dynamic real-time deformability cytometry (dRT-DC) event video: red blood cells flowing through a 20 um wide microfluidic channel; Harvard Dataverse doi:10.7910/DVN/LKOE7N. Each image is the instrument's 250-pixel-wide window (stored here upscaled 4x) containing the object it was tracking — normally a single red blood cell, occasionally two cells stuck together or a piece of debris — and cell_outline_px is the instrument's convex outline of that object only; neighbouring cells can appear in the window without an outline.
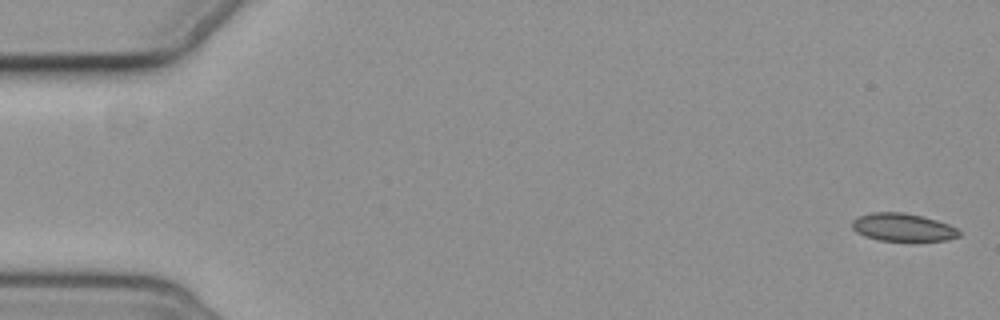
{"species": "common noctule bat (a hibernating species)", "species_latin": "Nyctalus noctula", "temperature_condition": "cold", "stored_images_in_passage": 6, "camera_frame_rate_fps": 3000, "um_per_image_px": 0.085, "animal": {"sex": "female", "body_mass_g": 19.3, "forearm_length_mm": 54.1}, "frame": {"image": 1, "passage_image": 1, "time_ms": 0.0, "image_size_px": [1000, 320], "cell_outline_px": [[960, 236], [944, 240], [880, 240], [864, 236], [856, 232], [852, 228], [852, 220], [860, 216], [872, 212], [904, 212], [924, 216], [948, 224], [956, 228], [960, 232]], "centroid_in_image_um": [76.72, 19.3], "position_along_channel_um": 8.3, "area_um2": 17.22}}
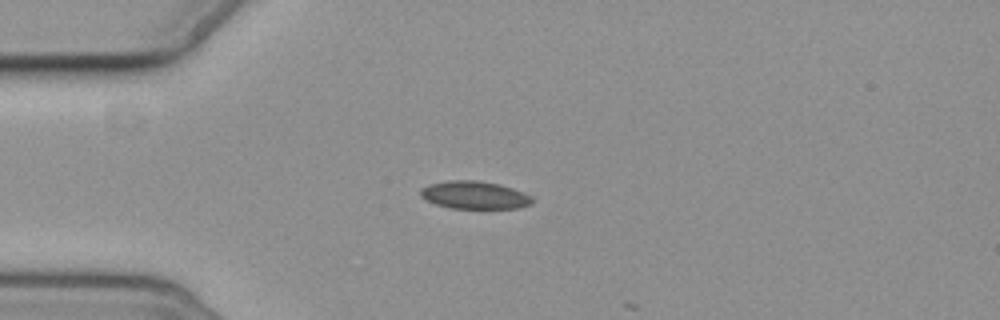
{"frame": {"image": 2, "passage_image": 5, "time_ms": 4.667, "image_size_px": [1000, 320], "cell_outline_px": [[532, 204], [520, 208], [452, 208], [436, 204], [420, 196], [420, 188], [428, 184], [448, 180], [476, 180], [500, 184], [512, 188], [532, 196]], "centroid_in_image_um": [40.33, 16.57], "position_along_channel_um": 44.7, "area_um2": 18.09}}